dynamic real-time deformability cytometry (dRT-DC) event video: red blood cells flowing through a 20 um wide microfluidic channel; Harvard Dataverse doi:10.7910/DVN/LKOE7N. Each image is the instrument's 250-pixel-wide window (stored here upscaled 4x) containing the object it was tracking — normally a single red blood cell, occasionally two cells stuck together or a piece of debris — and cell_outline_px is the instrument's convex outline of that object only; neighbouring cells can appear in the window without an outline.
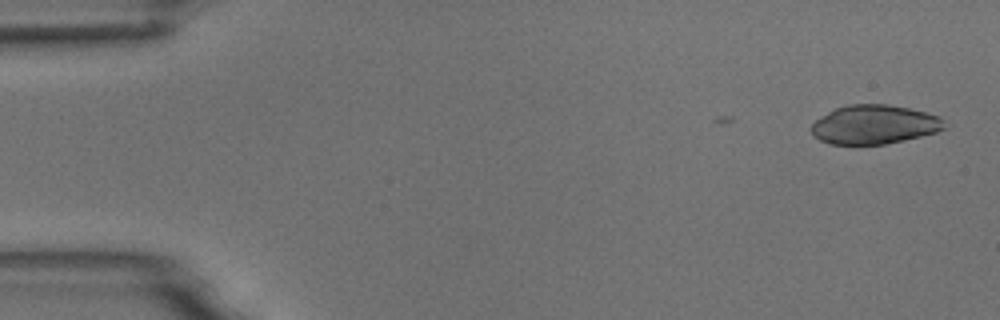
{"species": "common noctule bat (a hibernating species)", "species_latin": "Nyctalus noctula", "temperature_condition": "room temperature", "stored_images_in_passage": 6, "camera_frame_rate_fps": 3000, "um_per_image_px": 0.085, "animal": {"sex": "male", "body_mass_g": 18.8}, "frame": {"image": 1, "passage_image": 1, "time_ms": 0.0, "image_size_px": [1000, 320], "cell_outline_px": [[944, 128], [936, 132], [904, 140], [884, 144], [832, 144], [820, 140], [812, 132], [812, 124], [816, 120], [828, 112], [836, 108], [848, 104], [888, 104], [908, 108], [940, 116]], "centroid_in_image_um": [74.3, 10.58], "position_along_channel_um": 10.7, "area_um2": 29.82}}